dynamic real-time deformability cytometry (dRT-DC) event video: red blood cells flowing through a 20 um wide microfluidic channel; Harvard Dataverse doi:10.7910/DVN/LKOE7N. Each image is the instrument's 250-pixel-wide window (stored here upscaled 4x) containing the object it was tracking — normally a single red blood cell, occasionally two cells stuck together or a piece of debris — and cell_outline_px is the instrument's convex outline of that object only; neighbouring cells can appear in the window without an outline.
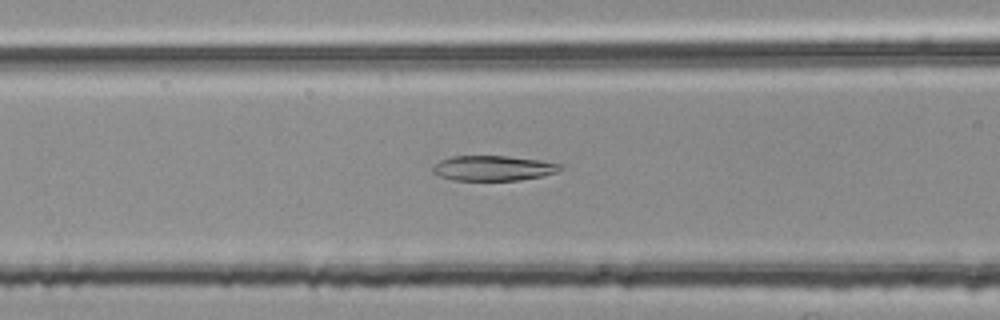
{"species": "common noctule bat (a hibernating species)", "species_latin": "Nyctalus noctula", "temperature_condition": "room temperature", "stored_images_in_passage": 37, "camera_frame_rate_fps": 3000, "um_per_image_px": 0.085, "animal": {"sex": "female", "body_mass_g": 25.1}, "frame": {"image": 1, "passage_image": 5, "time_ms": 1.333, "image_size_px": [1000, 320], "cell_outline_px": [[564, 168], [556, 172], [540, 176], [520, 180], [452, 180], [440, 176], [432, 172], [432, 168], [440, 160], [452, 156], [508, 156], [540, 160], [560, 164]], "centroid_in_image_um": [41.91, 14.29], "position_along_channel_um": 124.7, "area_um2": 18.55}}
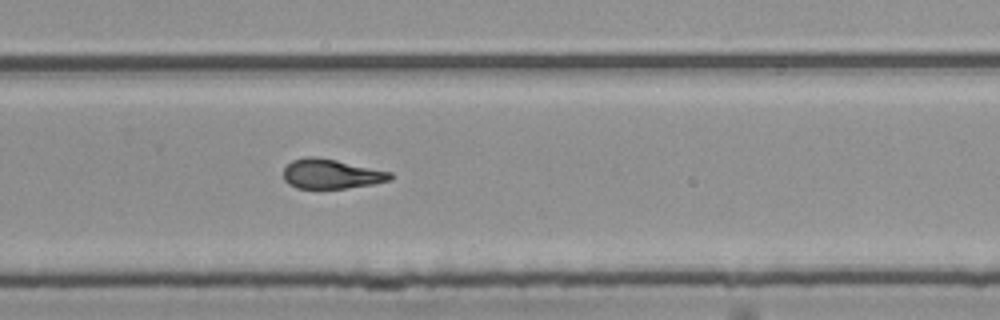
{"frame": {"image": 2, "passage_image": 19, "time_ms": 6.0, "image_size_px": [1000, 320], "cell_outline_px": [[392, 180], [372, 184], [344, 188], [296, 188], [288, 184], [284, 180], [284, 168], [292, 160], [308, 156], [316, 156], [336, 160], [392, 172]], "centroid_in_image_um": [28.14, 14.78], "position_along_channel_um": 301.7, "area_um2": 18.38}}
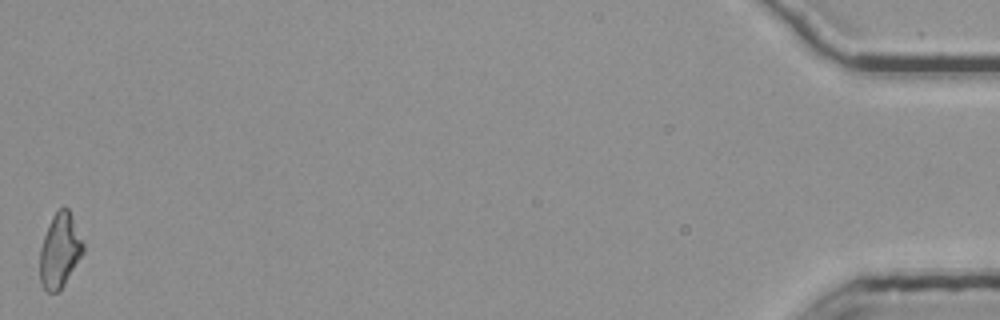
{"frame": {"image": 3, "passage_image": 37, "time_ms": 12.0, "image_size_px": [1000, 320], "cell_outline_px": [[84, 252], [64, 284], [56, 292], [48, 292], [44, 288], [40, 280], [40, 248], [44, 236], [52, 216], [60, 208], [68, 208], [84, 244]], "centroid_in_image_um": [5.08, 21.3], "position_along_channel_um": 430.1, "area_um2": 18.38}}